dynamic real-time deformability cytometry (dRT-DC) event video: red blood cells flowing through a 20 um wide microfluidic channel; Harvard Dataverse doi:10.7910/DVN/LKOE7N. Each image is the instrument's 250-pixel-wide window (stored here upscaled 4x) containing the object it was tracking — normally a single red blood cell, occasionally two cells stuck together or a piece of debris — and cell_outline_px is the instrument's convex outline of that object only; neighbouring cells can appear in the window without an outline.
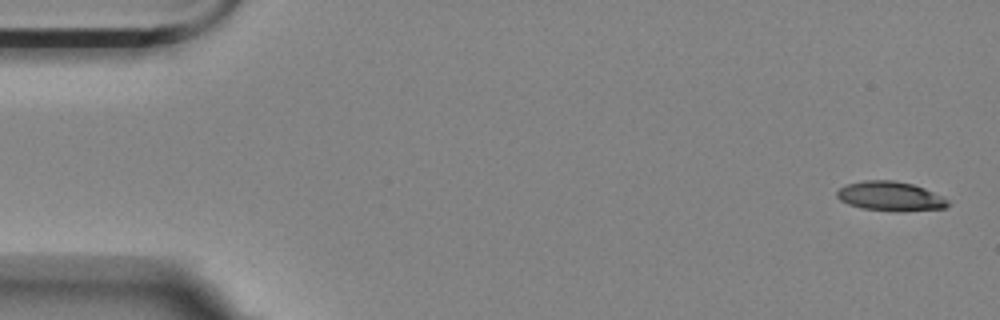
{"species": "Egyptian fruit bat (a non-hibernating species)", "species_latin": "Rousettus aegyptiacus", "temperature_condition": "room temperature", "stored_images_in_passage": 4, "camera_frame_rate_fps": 3000, "um_per_image_px": 0.085, "animal": {"sex": "female"}, "frame": {"image": 1, "passage_image": 1, "time_ms": 0.0, "image_size_px": [1000, 320], "cell_outline_px": [[948, 204], [944, 208], [900, 212], [896, 212], [864, 208], [848, 204], [840, 200], [836, 196], [836, 192], [840, 188], [848, 184], [864, 180], [892, 180], [912, 184], [924, 188], [948, 200]], "centroid_in_image_um": [75.65, 16.69], "position_along_channel_um": 9.3, "area_um2": 18.84}}
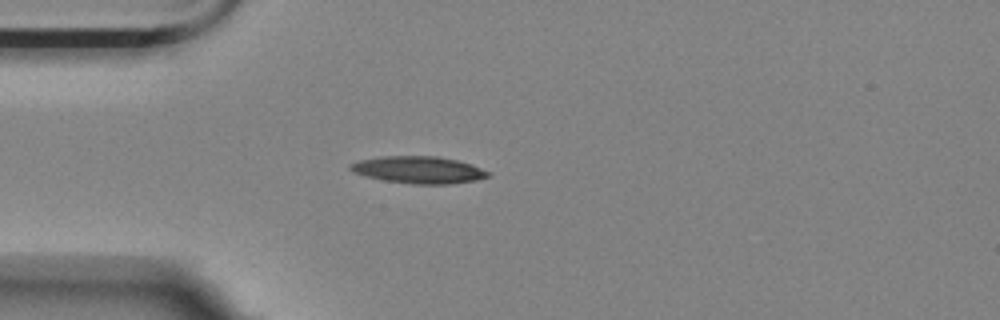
{"frame": {"image": 2, "passage_image": 4, "time_ms": 4.333, "image_size_px": [1000, 320], "cell_outline_px": [[488, 176], [476, 180], [448, 184], [412, 184], [384, 180], [364, 176], [352, 172], [348, 168], [348, 164], [360, 160], [380, 156], [436, 156], [456, 160], [472, 164], [488, 172]], "centroid_in_image_um": [35.51, 14.43], "position_along_channel_um": 49.5, "area_um2": 21.68}}